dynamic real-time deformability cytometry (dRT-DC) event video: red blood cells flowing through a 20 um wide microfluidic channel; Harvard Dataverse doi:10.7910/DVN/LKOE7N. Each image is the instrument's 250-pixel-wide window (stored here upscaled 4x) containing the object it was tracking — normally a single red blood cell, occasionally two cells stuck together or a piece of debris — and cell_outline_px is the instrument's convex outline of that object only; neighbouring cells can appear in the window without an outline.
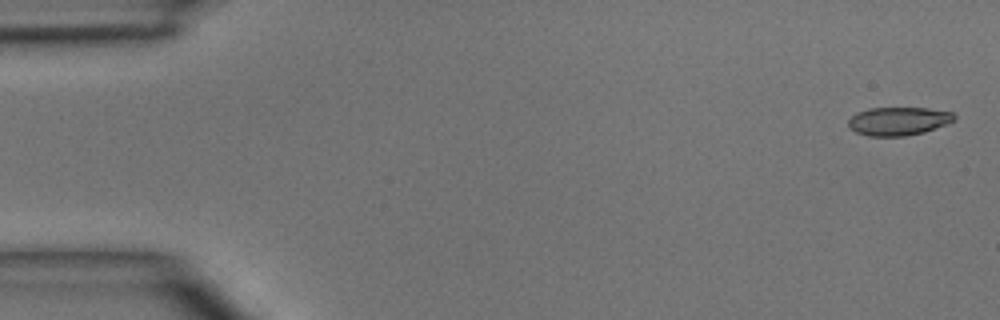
{"species": "common noctule bat (a hibernating species)", "species_latin": "Nyctalus noctula", "temperature_condition": "room temperature", "stored_images_in_passage": 5, "camera_frame_rate_fps": 3000, "um_per_image_px": 0.085, "animal": {"sex": "male", "body_mass_g": 15.6}, "frame": {"image": 1, "passage_image": 1, "time_ms": 0.0, "image_size_px": [1000, 320], "cell_outline_px": [[956, 120], [948, 124], [924, 132], [904, 136], [868, 136], [856, 132], [848, 124], [848, 120], [856, 112], [868, 108], [928, 108], [952, 112], [956, 116]], "centroid_in_image_um": [76.39, 10.29], "position_along_channel_um": 8.6, "area_um2": 17.57}}
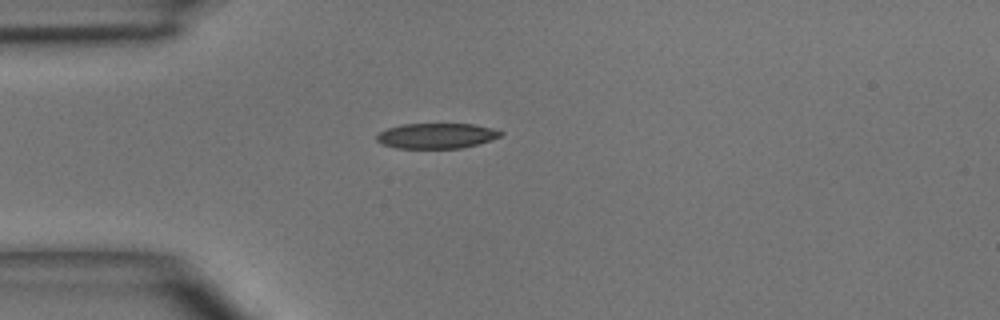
{"frame": {"image": 2, "passage_image": 4, "time_ms": 3.667, "image_size_px": [1000, 320], "cell_outline_px": [[504, 132], [500, 136], [476, 144], [460, 148], [396, 148], [384, 144], [376, 140], [376, 136], [380, 132], [388, 128], [404, 124], [472, 124], [492, 128]], "centroid_in_image_um": [37.08, 11.54], "position_along_channel_um": 47.9, "area_um2": 17.98}}